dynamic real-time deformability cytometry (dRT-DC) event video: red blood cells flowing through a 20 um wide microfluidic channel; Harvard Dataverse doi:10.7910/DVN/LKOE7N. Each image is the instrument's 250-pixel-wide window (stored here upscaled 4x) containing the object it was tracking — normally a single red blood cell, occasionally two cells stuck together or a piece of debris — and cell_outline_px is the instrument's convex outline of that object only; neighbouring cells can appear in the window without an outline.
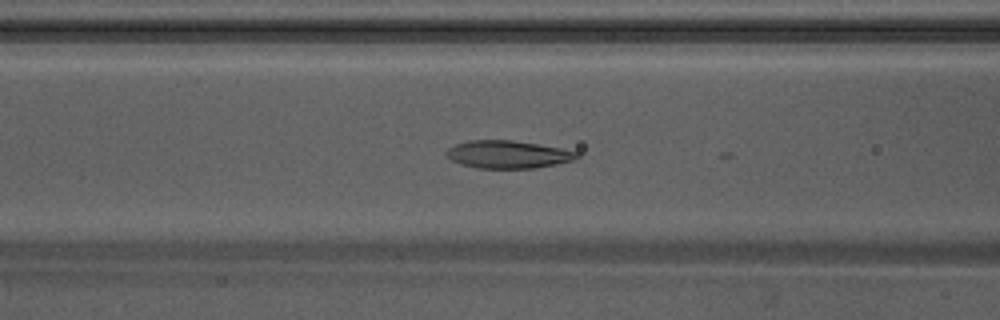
{"species": "Egyptian fruit bat (a non-hibernating species)", "species_latin": "Rousettus aegyptiacus", "temperature_condition": "warm", "stored_images_in_passage": 34, "camera_frame_rate_fps": 3000, "um_per_image_px": 0.085, "animal": {"sex": "male"}, "frame": {"image": 1, "passage_image": 15, "time_ms": 4.667, "image_size_px": [1000, 320], "cell_outline_px": [[580, 156], [572, 160], [556, 164], [536, 168], [476, 168], [460, 164], [444, 156], [444, 152], [448, 148], [456, 144], [468, 140], [512, 140], [560, 148], [580, 152]], "centroid_in_image_um": [43.13, 13.13], "position_along_channel_um": 123.5, "area_um2": 21.15}}
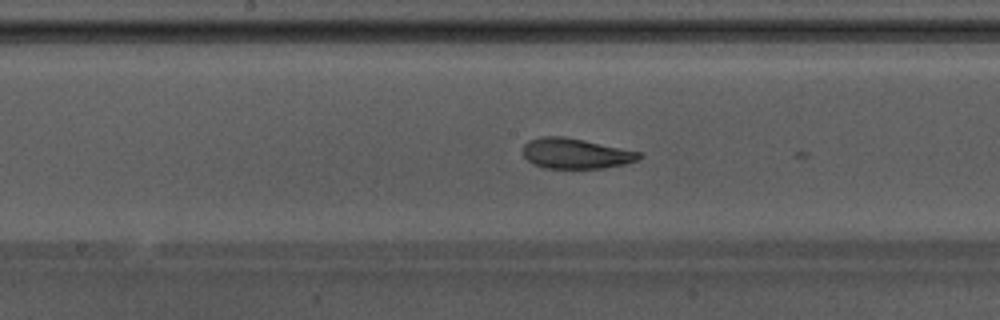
{"frame": {"image": 2, "passage_image": 21, "time_ms": 6.667, "image_size_px": [1000, 320], "cell_outline_px": [[644, 156], [636, 160], [624, 164], [604, 168], [544, 168], [532, 164], [524, 156], [524, 144], [528, 140], [544, 136], [564, 136], [644, 152]], "centroid_in_image_um": [48.97, 13.04], "position_along_channel_um": 199.2, "area_um2": 20.69}}
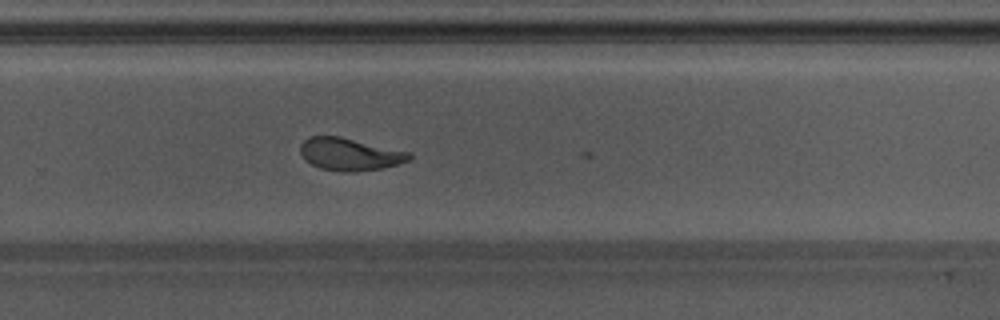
{"frame": {"image": 3, "passage_image": 29, "time_ms": 9.333, "image_size_px": [1000, 320], "cell_outline_px": [[412, 156], [408, 160], [400, 164], [380, 168], [352, 172], [340, 172], [320, 168], [312, 164], [300, 152], [300, 144], [308, 136], [340, 136], [412, 152]], "centroid_in_image_um": [29.75, 13.1], "position_along_channel_um": 300.0, "area_um2": 20.63}}